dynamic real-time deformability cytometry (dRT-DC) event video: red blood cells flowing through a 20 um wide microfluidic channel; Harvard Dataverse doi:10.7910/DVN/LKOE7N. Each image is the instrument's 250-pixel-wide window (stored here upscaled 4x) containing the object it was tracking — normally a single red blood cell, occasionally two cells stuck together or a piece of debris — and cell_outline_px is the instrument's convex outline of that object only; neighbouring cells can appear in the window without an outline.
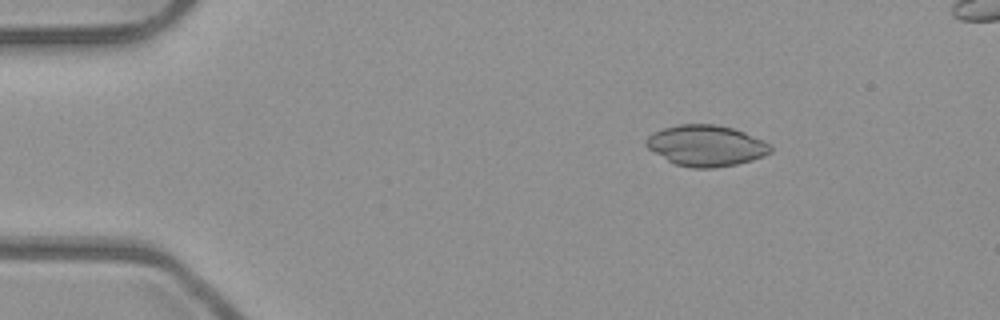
{"species": "common noctule bat (a hibernating species)", "species_latin": "Nyctalus noctula", "temperature_condition": "room temperature", "stored_images_in_passage": 3, "camera_frame_rate_fps": 3000, "um_per_image_px": 0.085, "animal": {"sex": "male", "body_mass_g": 23.1, "forearm_length_mm": 52.7}, "frame": {"image": 1, "passage_image": 1, "time_ms": 0.0, "image_size_px": [1000, 320], "cell_outline_px": [[772, 152], [764, 156], [752, 160], [736, 164], [712, 168], [692, 168], [676, 164], [668, 160], [648, 148], [644, 144], [644, 140], [652, 132], [664, 128], [680, 124], [716, 124], [732, 128], [744, 132], [764, 140], [772, 144]], "centroid_in_image_um": [60.04, 12.37], "position_along_channel_um": 25.0, "area_um2": 29.77}}